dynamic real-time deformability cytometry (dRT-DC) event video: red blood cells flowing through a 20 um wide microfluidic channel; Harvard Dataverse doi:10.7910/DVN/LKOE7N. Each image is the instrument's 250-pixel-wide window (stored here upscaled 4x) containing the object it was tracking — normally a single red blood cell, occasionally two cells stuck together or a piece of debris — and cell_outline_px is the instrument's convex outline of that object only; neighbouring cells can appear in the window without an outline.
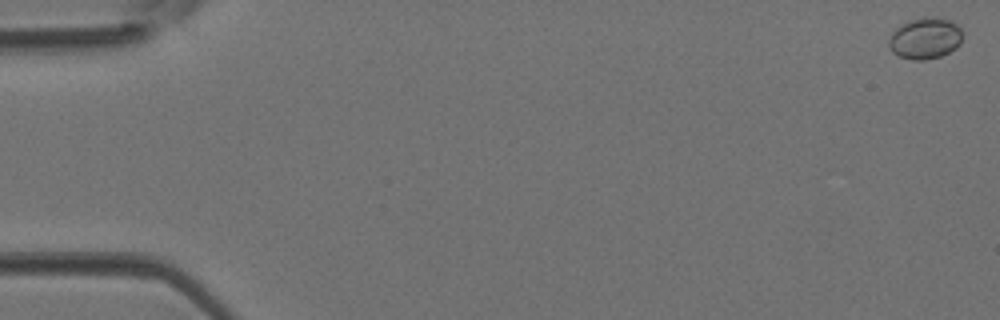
{"species": "Egyptian fruit bat (a non-hibernating species)", "species_latin": "Rousettus aegyptiacus", "temperature_condition": "room temperature", "stored_images_in_passage": 9, "camera_frame_rate_fps": 3000, "um_per_image_px": 0.085, "animal": {"sex": "female"}, "frame": {"image": 1, "passage_image": 1, "time_ms": 0.0, "image_size_px": [1000, 320], "cell_outline_px": [[964, 36], [960, 44], [956, 48], [940, 56], [924, 60], [912, 60], [900, 56], [892, 52], [888, 44], [888, 40], [892, 32], [896, 28], [908, 20], [924, 16], [948, 20], [956, 24], [964, 32]], "centroid_in_image_um": [78.64, 3.25], "position_along_channel_um": 6.4, "area_um2": 17.86}}